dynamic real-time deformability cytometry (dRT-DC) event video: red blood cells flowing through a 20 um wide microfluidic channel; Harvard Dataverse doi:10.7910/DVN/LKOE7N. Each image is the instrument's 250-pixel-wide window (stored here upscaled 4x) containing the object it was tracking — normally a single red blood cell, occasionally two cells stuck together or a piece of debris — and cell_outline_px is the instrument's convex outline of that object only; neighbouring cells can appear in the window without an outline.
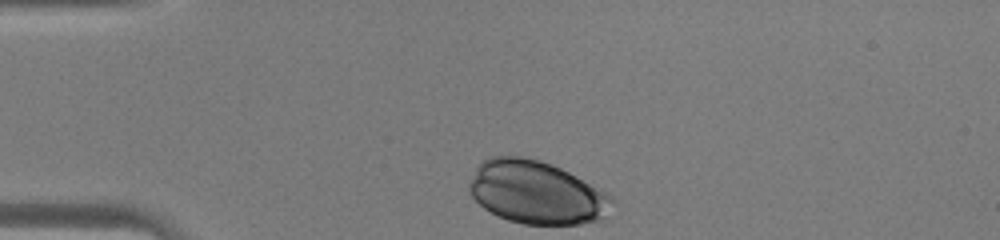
{"species": "human", "species_latin": "Homo sapiens", "temperature_condition": "warm", "stored_images_in_passage": 28, "camera_frame_rate_fps": 3000, "um_per_image_px": 0.085, "donor": {"sex": "male"}, "frame": {"image": 1, "passage_image": 1, "time_ms": 0.0, "image_size_px": [1000, 240], "cell_outline_px": [[616, 200], [600, 220], [580, 224], [524, 224], [508, 220], [484, 208], [472, 196], [468, 188], [468, 184], [476, 168], [484, 160], [492, 156], [524, 156], [540, 160], [552, 164], [568, 172]], "centroid_in_image_um": [45.55, 16.36], "position_along_channel_um": 39.4, "area_um2": 51.73}}
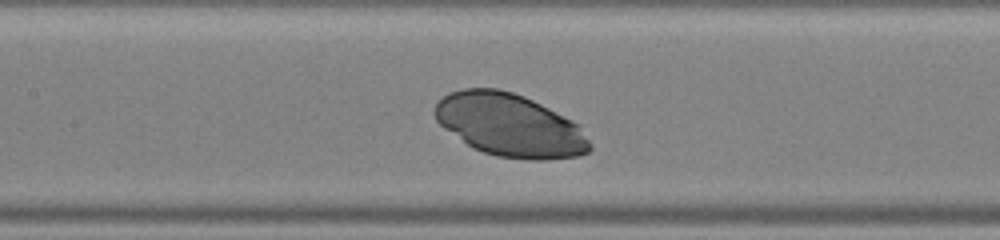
{"frame": {"image": 2, "passage_image": 12, "time_ms": 3.667, "image_size_px": [1000, 240], "cell_outline_px": [[592, 148], [588, 152], [580, 156], [544, 160], [528, 160], [496, 156], [484, 152], [468, 144], [444, 128], [436, 120], [432, 112], [436, 104], [448, 92], [464, 88], [496, 88], [512, 92], [524, 96], [572, 120], [576, 124], [592, 144]], "centroid_in_image_um": [43.32, 10.64], "position_along_channel_um": 164.1, "area_um2": 56.53}}
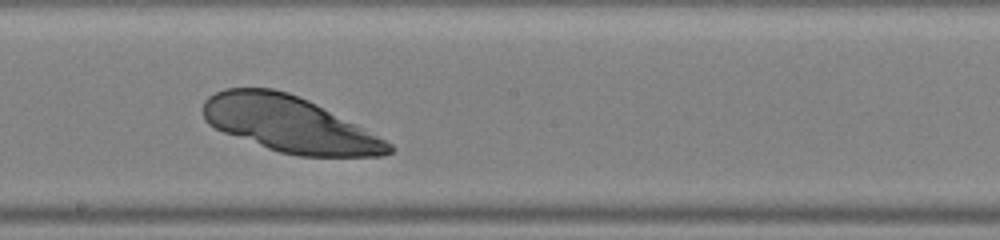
{"frame": {"image": 3, "passage_image": 16, "time_ms": 5.0, "image_size_px": [1000, 240], "cell_outline_px": [[396, 148], [392, 152], [384, 156], [300, 156], [280, 152], [268, 148], [224, 132], [208, 124], [204, 120], [204, 100], [208, 96], [224, 88], [272, 88], [288, 92], [308, 100], [356, 124], [392, 144]], "centroid_in_image_um": [24.6, 10.56], "position_along_channel_um": 223.6, "area_um2": 59.82}}